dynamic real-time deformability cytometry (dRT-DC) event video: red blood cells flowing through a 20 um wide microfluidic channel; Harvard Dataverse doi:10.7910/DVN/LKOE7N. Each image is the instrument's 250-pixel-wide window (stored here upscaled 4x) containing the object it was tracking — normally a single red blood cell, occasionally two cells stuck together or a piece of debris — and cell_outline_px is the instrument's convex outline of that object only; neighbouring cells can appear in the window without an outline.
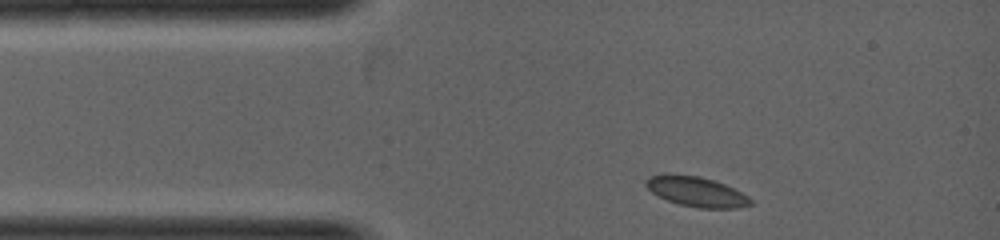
{"species": "common noctule bat (a hibernating species)", "species_latin": "Nyctalus noctula", "temperature_condition": "warm", "stored_images_in_passage": 8, "camera_frame_rate_fps": 5000, "um_per_image_px": 0.085, "animal": {"sex": "female", "body_mass_g": 19.0, "forearm_length_mm": 53.3}, "frame": {"image": 1, "passage_image": 1, "time_ms": 0.0, "image_size_px": [1000, 240], "cell_outline_px": [[752, 204], [740, 208], [700, 208], [680, 204], [668, 200], [652, 192], [644, 184], [644, 180], [652, 176], [668, 172], [700, 176], [724, 184], [748, 196], [752, 200]], "centroid_in_image_um": [59.17, 16.27], "position_along_channel_um": 25.8, "area_um2": 18.26}}
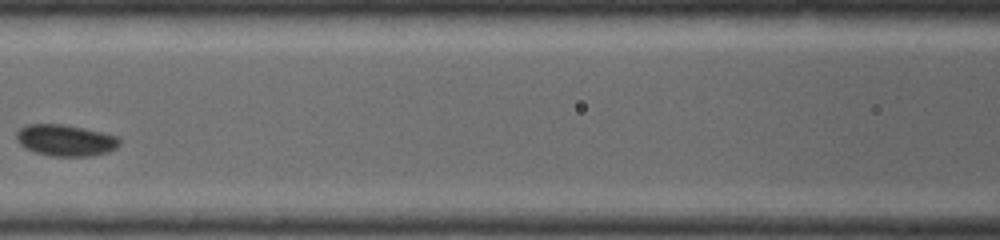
{"frame": {"image": 2, "passage_image": 5, "time_ms": 2.0, "image_size_px": [1000, 240], "cell_outline_px": [[120, 144], [116, 148], [108, 152], [92, 156], [52, 156], [36, 152], [20, 144], [16, 140], [16, 132], [20, 128], [28, 124], [64, 124], [84, 128], [116, 136], [120, 140]], "centroid_in_image_um": [5.57, 11.92], "position_along_channel_um": 161.0, "area_um2": 18.79}}
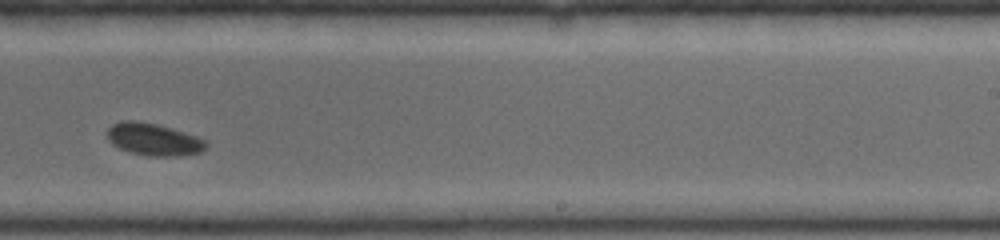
{"frame": {"image": 3, "passage_image": 8, "time_ms": 3.4, "image_size_px": [1000, 240], "cell_outline_px": [[208, 148], [200, 152], [180, 156], [148, 156], [128, 152], [112, 144], [108, 140], [108, 128], [112, 124], [120, 120], [136, 120], [156, 124], [196, 136], [204, 140], [208, 144]], "centroid_in_image_um": [13.04, 11.85], "position_along_channel_um": 276.0, "area_um2": 18.61}}